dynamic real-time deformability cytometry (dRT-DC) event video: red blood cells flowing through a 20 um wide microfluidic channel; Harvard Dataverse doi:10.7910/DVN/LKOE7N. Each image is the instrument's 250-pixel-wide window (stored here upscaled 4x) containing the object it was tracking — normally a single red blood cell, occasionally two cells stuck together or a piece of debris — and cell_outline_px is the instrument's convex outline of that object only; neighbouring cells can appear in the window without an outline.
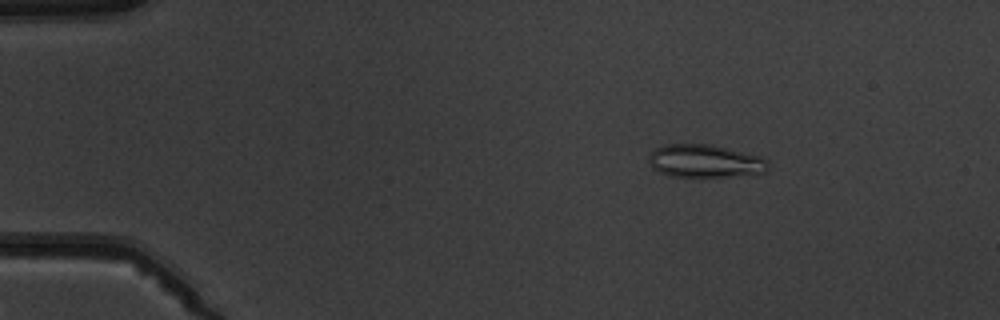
{"species": "common noctule bat (a hibernating species)", "species_latin": "Nyctalus noctula", "temperature_condition": "warm", "stored_images_in_passage": 6, "camera_frame_rate_fps": 3000, "um_per_image_px": 0.085, "animal": {"sex": "male", "body_mass_g": 19.5, "forearm_length_mm": 54.6}, "frame": {"image": 1, "passage_image": 3, "time_ms": 2.333, "image_size_px": [1000, 320], "cell_outline_px": [[768, 168], [764, 172], [724, 176], [668, 176], [656, 172], [652, 168], [648, 160], [648, 156], [656, 148], [668, 144], [712, 144], [760, 156], [768, 160]], "centroid_in_image_um": [59.87, 13.68], "position_along_channel_um": 25.1, "area_um2": 22.77}}
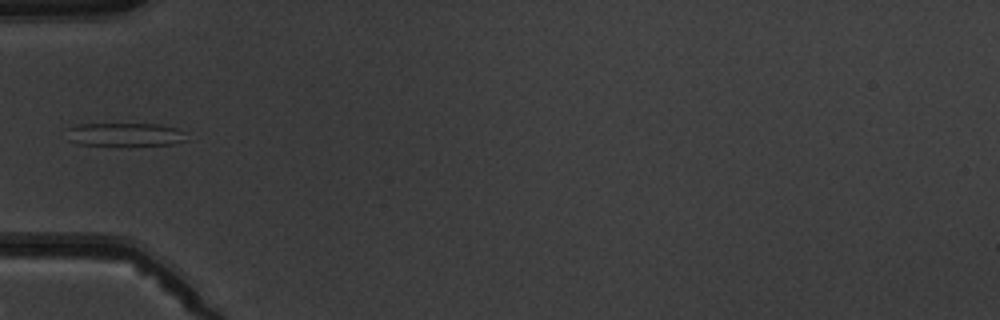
{"frame": {"image": 2, "passage_image": 6, "time_ms": 5.667, "image_size_px": [1000, 320], "cell_outline_px": [[188, 140], [172, 144], [80, 144], [68, 140], [68, 128], [76, 124], [160, 124], [176, 128], [184, 132]], "centroid_in_image_um": [10.64, 11.41], "position_along_channel_um": 74.4, "area_um2": 15.9}}